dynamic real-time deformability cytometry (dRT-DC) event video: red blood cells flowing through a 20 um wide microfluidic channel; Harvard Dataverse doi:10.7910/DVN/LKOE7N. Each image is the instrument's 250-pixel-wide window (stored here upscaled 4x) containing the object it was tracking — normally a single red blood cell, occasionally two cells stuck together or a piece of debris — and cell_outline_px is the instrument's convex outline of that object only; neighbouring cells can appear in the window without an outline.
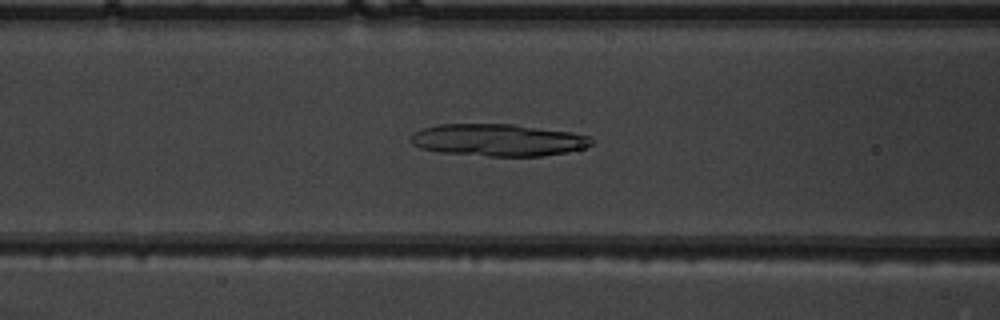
{"species": "common noctule bat (a hibernating species)", "species_latin": "Nyctalus noctula", "temperature_condition": "warm", "stored_images_in_passage": 51, "camera_frame_rate_fps": 3000, "um_per_image_px": 0.085, "animal": {"sex": "male", "body_mass_g": 19.5, "forearm_length_mm": 54.6}, "frame": {"image": 1, "passage_image": 22, "time_ms": 7.0, "image_size_px": [1000, 320], "cell_outline_px": [[596, 140], [592, 144], [580, 148], [564, 152], [540, 156], [488, 156], [440, 152], [420, 148], [412, 144], [412, 136], [416, 132], [424, 128], [436, 124], [512, 124], [572, 132], [588, 136]], "centroid_in_image_um": [42.34, 11.9], "position_along_channel_um": 124.3, "area_um2": 33.58}}
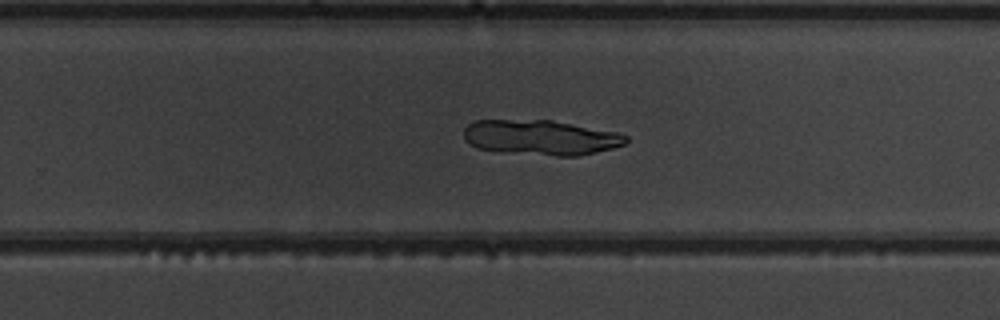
{"frame": {"image": 2, "passage_image": 34, "time_ms": 11.0, "image_size_px": [1000, 320], "cell_outline_px": [[628, 140], [624, 144], [612, 148], [580, 156], [556, 156], [500, 152], [476, 148], [468, 144], [464, 140], [464, 128], [472, 120], [552, 120], [620, 132], [628, 136]], "centroid_in_image_um": [45.95, 11.69], "position_along_channel_um": 283.9, "area_um2": 33.64}}
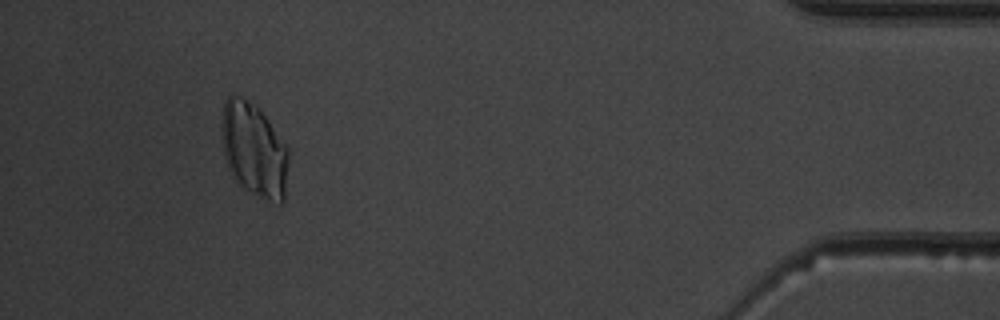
{"frame": {"image": 3, "passage_image": 48, "time_ms": 15.667, "image_size_px": [1000, 320], "cell_outline_px": [[288, 164], [284, 204], [280, 204], [268, 200], [244, 188], [232, 176], [228, 168], [224, 156], [220, 128], [224, 100], [232, 92], [236, 92], [256, 108], [264, 116], [288, 148]], "centroid_in_image_um": [21.56, 12.73], "position_along_channel_um": 413.6, "area_um2": 36.59}}